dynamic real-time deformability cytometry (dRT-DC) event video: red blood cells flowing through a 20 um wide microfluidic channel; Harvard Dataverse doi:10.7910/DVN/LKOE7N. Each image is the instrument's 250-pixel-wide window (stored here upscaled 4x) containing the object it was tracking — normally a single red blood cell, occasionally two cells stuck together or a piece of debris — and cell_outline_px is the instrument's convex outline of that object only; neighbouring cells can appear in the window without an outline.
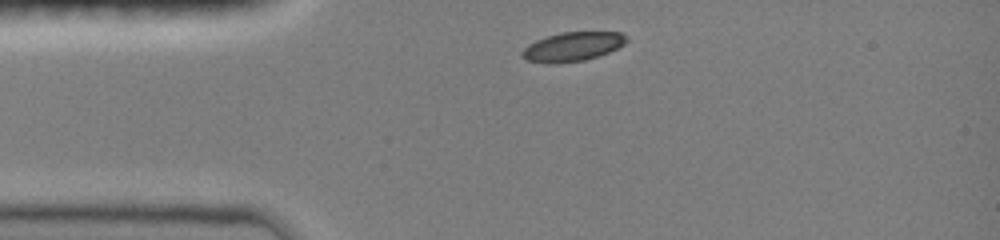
{"species": "common noctule bat (a hibernating species)", "species_latin": "Nyctalus noctula", "temperature_condition": "room temperature", "stored_images_in_passage": 8, "camera_frame_rate_fps": 3000, "um_per_image_px": 0.085, "animal": {"sex": "female", "body_mass_g": 19.0, "forearm_length_mm": 51.5}, "frame": {"image": 1, "passage_image": 1, "time_ms": 0.0, "image_size_px": [1000, 240], "cell_outline_px": [[628, 40], [624, 44], [608, 52], [584, 60], [556, 64], [548, 64], [528, 60], [520, 56], [520, 52], [528, 44], [536, 40], [560, 32], [620, 32], [628, 36]], "centroid_in_image_um": [48.64, 3.97], "position_along_channel_um": 36.4, "area_um2": 17.74}}
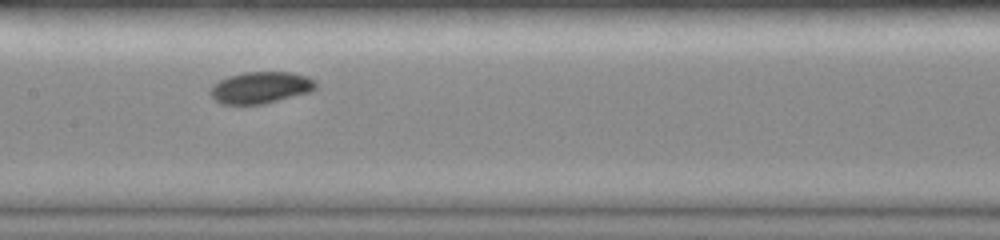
{"frame": {"image": 2, "passage_image": 5, "time_ms": 4.333, "image_size_px": [1000, 240], "cell_outline_px": [[316, 88], [308, 92], [264, 104], [220, 104], [208, 92], [212, 84], [228, 76], [244, 72], [292, 72], [316, 80]], "centroid_in_image_um": [22.11, 7.44], "position_along_channel_um": 185.3, "area_um2": 19.42}}
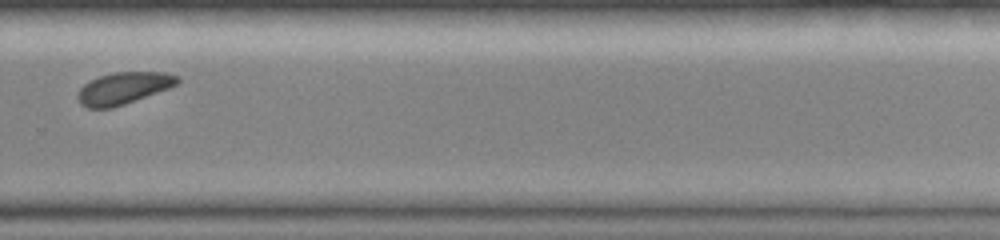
{"frame": {"image": 3, "passage_image": 8, "time_ms": 7.667, "image_size_px": [1000, 240], "cell_outline_px": [[180, 80], [176, 84], [168, 88], [124, 104], [112, 108], [88, 108], [80, 104], [76, 96], [80, 88], [88, 80], [112, 72], [164, 72], [180, 76]], "centroid_in_image_um": [10.46, 7.49], "position_along_channel_um": 319.3, "area_um2": 18.5}}